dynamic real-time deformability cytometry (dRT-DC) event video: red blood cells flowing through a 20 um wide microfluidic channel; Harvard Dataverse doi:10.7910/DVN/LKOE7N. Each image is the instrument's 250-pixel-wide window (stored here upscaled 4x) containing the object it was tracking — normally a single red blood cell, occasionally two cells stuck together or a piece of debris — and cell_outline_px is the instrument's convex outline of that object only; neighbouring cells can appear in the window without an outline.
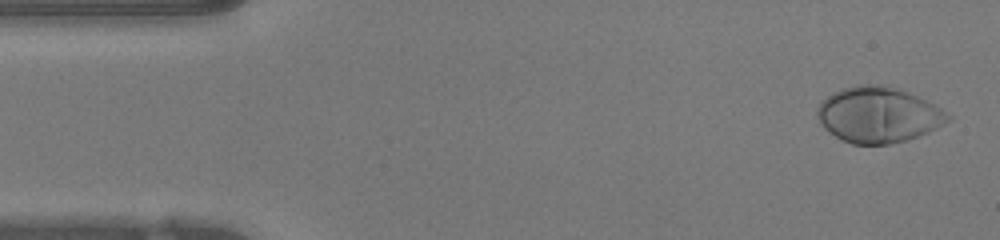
{"species": "human", "species_latin": "Homo sapiens", "temperature_condition": "warm", "stored_images_in_passage": 47, "camera_frame_rate_fps": 3000, "um_per_image_px": 0.085, "donor": {"sex": "female"}, "frame": {"image": 1, "passage_image": 2, "time_ms": 0.333, "image_size_px": [1000, 240], "cell_outline_px": [[952, 120], [928, 132], [904, 140], [888, 144], [852, 144], [836, 136], [824, 128], [820, 124], [816, 112], [820, 104], [832, 92], [840, 88], [860, 84], [880, 84], [916, 96], [940, 108], [952, 116]], "centroid_in_image_um": [74.63, 9.76], "position_along_channel_um": 10.4, "area_um2": 41.79}}
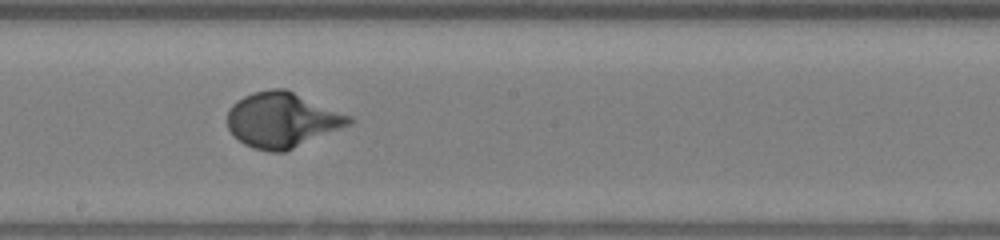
{"frame": {"image": 2, "passage_image": 25, "time_ms": 8.0, "image_size_px": [1000, 240], "cell_outline_px": [[352, 120], [348, 124], [284, 152], [268, 152], [252, 148], [244, 144], [232, 136], [228, 128], [228, 112], [232, 104], [236, 100], [252, 92], [272, 88], [284, 88], [352, 116]], "centroid_in_image_um": [23.91, 10.19], "position_along_channel_um": 224.3, "area_um2": 38.73}}
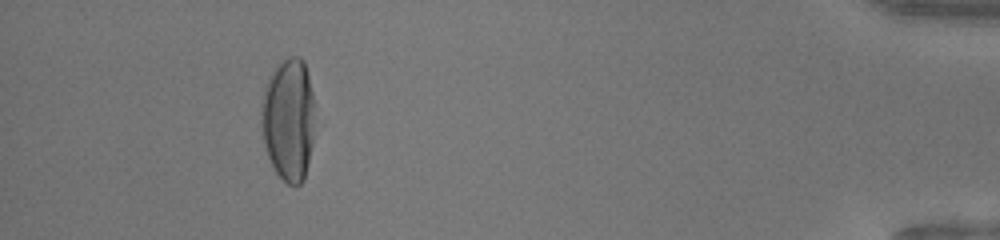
{"frame": {"image": 3, "passage_image": 43, "time_ms": 14.0, "image_size_px": [1000, 240], "cell_outline_px": [[312, 144], [304, 180], [296, 188], [288, 184], [276, 172], [268, 156], [264, 144], [260, 124], [260, 112], [264, 88], [268, 76], [276, 64], [280, 60], [288, 56], [300, 56], [304, 60], [312, 92]], "centroid_in_image_um": [24.48, 10.13], "position_along_channel_um": 410.7, "area_um2": 38.49}, "authors_computed_cell_mechanics": {"area_um2": 38.3792, "velocity_mm_per_s": 4.2488, "shape_relaxation_time_tau1_ms": 2.9719, "shape_relaxation_time_tau2_ms": null, "deformation_change_tau1": 0.2272, "deformation_change_tau2": null}}